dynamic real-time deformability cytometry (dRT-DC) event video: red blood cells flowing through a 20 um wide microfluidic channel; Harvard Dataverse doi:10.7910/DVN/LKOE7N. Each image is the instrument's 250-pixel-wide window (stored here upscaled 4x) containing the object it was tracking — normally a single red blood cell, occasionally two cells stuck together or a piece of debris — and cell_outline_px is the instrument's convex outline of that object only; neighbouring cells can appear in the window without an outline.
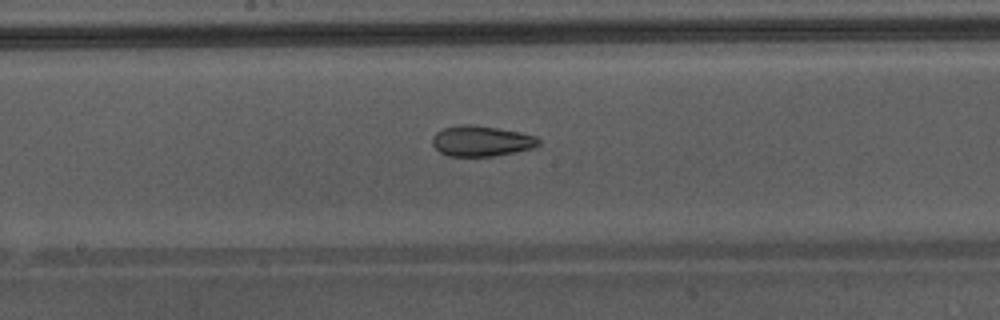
{"species": "Egyptian fruit bat (a non-hibernating species)", "species_latin": "Rousettus aegyptiacus", "temperature_condition": "warm", "stored_images_in_passage": 49, "camera_frame_rate_fps": 3000, "um_per_image_px": 0.085, "animal": {"sex": "male"}, "frame": {"image": 1, "passage_image": 28, "time_ms": 9.0, "image_size_px": [1000, 320], "cell_outline_px": [[540, 144], [532, 148], [516, 152], [492, 156], [448, 156], [440, 152], [432, 144], [432, 136], [436, 132], [444, 128], [460, 124], [472, 124], [520, 132], [536, 136], [540, 140]], "centroid_in_image_um": [40.9, 11.98], "position_along_channel_um": 207.3, "area_um2": 18.96}, "authors_computed_cell_mechanics": {"area_um2": 22.3686, "velocity_mm_per_s": 4.3764, "shape_relaxation_time_tau1_ms": null, "shape_relaxation_time_tau2_ms": 1.9067, "deformation_change_tau1": null, "deformation_change_tau2": 0.0916}}